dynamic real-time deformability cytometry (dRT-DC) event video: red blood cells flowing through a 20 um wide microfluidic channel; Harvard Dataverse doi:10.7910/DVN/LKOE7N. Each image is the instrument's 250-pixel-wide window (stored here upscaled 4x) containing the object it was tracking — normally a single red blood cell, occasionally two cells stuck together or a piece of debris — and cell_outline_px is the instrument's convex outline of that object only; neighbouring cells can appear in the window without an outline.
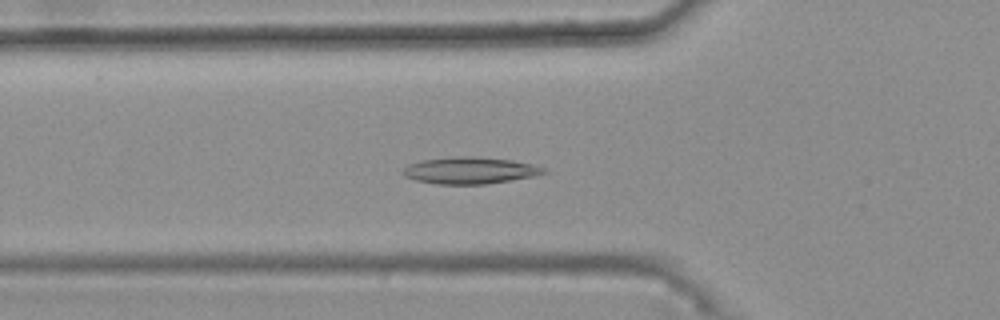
{"species": "common noctule bat (a hibernating species)", "species_latin": "Nyctalus noctula", "temperature_condition": "warm", "stored_images_in_passage": 46, "camera_frame_rate_fps": 3000, "um_per_image_px": 0.085, "animal": {"sex": "female", "body_mass_g": 25.1}, "frame": {"image": 1, "passage_image": 19, "time_ms": 6.0, "image_size_px": [1000, 320], "cell_outline_px": [[548, 172], [536, 176], [484, 184], [436, 184], [416, 180], [404, 176], [400, 172], [408, 164], [420, 160], [456, 156], [472, 156], [512, 160], [536, 164], [544, 168]], "centroid_in_image_um": [39.94, 14.48], "position_along_channel_um": 85.9, "area_um2": 22.14}}
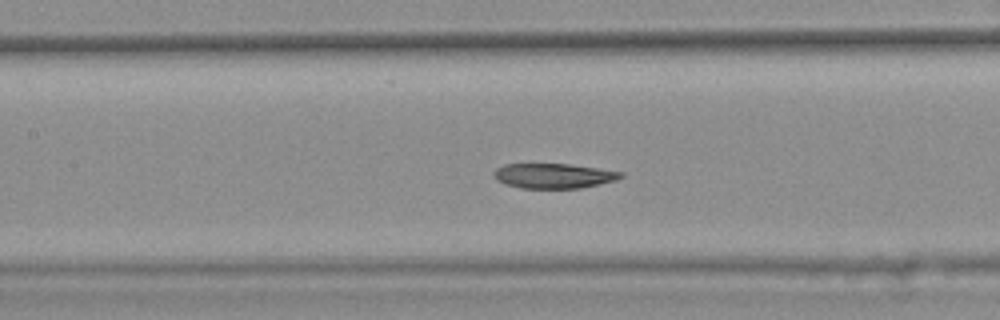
{"frame": {"image": 2, "passage_image": 25, "time_ms": 8.0, "image_size_px": [1000, 320], "cell_outline_px": [[624, 176], [616, 180], [580, 188], [520, 188], [504, 184], [496, 180], [492, 172], [496, 168], [504, 164], [568, 164], [624, 172]], "centroid_in_image_um": [47.02, 14.94], "position_along_channel_um": 160.4, "area_um2": 18.44}}
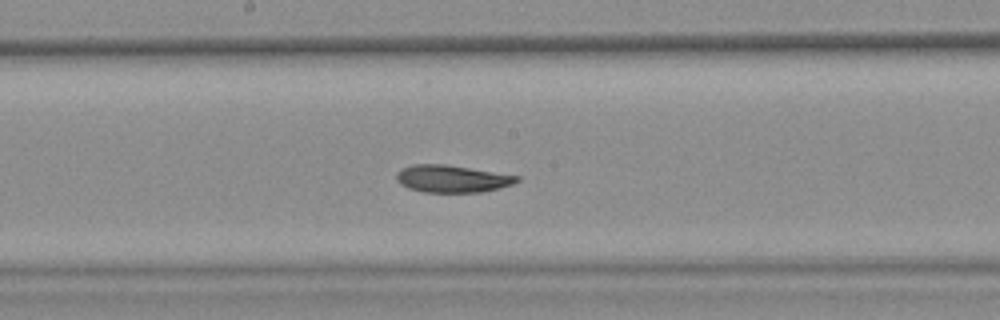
{"frame": {"image": 3, "passage_image": 29, "time_ms": 9.333, "image_size_px": [1000, 320], "cell_outline_px": [[520, 180], [512, 184], [500, 188], [480, 192], [424, 192], [408, 188], [400, 184], [396, 180], [396, 172], [400, 168], [412, 164], [448, 164], [520, 176]], "centroid_in_image_um": [38.4, 15.18], "position_along_channel_um": 209.8, "area_um2": 19.36}}